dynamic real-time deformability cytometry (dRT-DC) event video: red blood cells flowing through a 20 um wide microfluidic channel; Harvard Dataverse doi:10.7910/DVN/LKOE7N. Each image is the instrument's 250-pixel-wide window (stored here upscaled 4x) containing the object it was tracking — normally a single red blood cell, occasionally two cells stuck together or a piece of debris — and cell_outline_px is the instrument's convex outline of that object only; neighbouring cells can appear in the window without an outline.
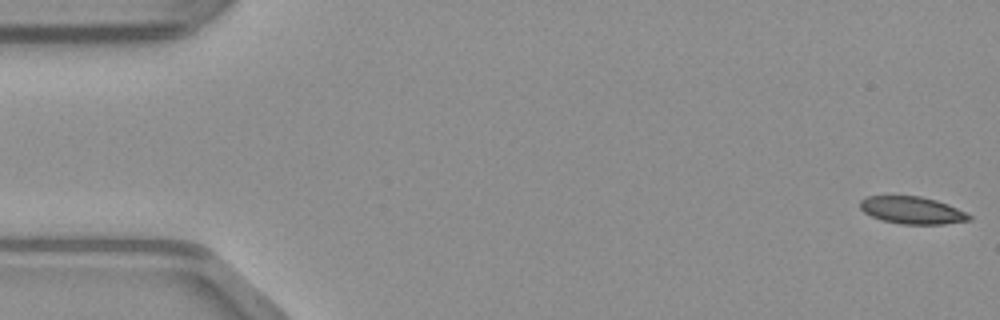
{"species": "common noctule bat (a hibernating species)", "species_latin": "Nyctalus noctula", "temperature_condition": "warm", "stored_images_in_passage": 49, "camera_frame_rate_fps": 3000, "um_per_image_px": 0.085, "animal": {"sex": "male", "body_mass_g": 23.1, "forearm_length_mm": 52.7}, "frame": {"image": 1, "passage_image": 1, "time_ms": 0.0, "image_size_px": [1000, 320], "cell_outline_px": [[972, 220], [944, 224], [900, 224], [880, 220], [864, 212], [860, 208], [860, 200], [868, 196], [920, 196], [936, 200], [948, 204], [972, 216]], "centroid_in_image_um": [77.52, 17.88], "position_along_channel_um": 7.5, "area_um2": 17.34}}
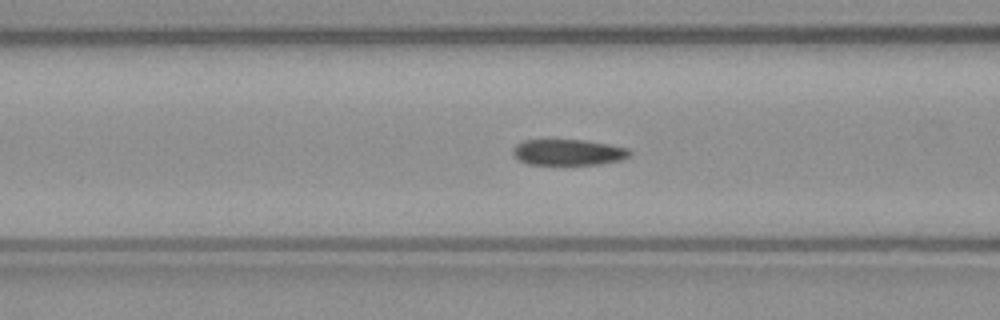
{"frame": {"image": 2, "passage_image": 19, "time_ms": 6.0, "image_size_px": [1000, 320], "cell_outline_px": [[632, 152], [628, 156], [620, 160], [600, 164], [528, 164], [516, 160], [512, 152], [512, 148], [516, 144], [524, 140], [584, 140], [608, 144], [628, 148]], "centroid_in_image_um": [48.26, 12.94], "position_along_channel_um": 118.3, "area_um2": 17.69}}
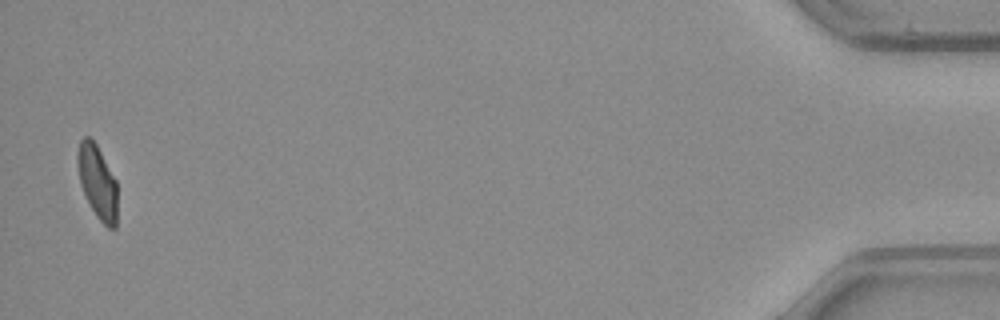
{"frame": {"image": 3, "passage_image": 48, "time_ms": 15.667, "image_size_px": [1000, 320], "cell_outline_px": [[116, 228], [108, 228], [96, 216], [80, 184], [76, 160], [76, 152], [80, 140], [84, 136], [88, 136], [96, 144], [116, 180]], "centroid_in_image_um": [8.25, 15.43], "position_along_channel_um": 426.9, "area_um2": 16.88}}